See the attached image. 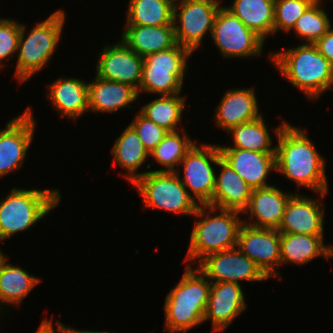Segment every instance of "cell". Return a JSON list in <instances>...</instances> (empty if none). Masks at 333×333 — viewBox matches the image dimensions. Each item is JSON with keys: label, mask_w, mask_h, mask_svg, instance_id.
I'll return each mask as SVG.
<instances>
[{"label": "cell", "mask_w": 333, "mask_h": 333, "mask_svg": "<svg viewBox=\"0 0 333 333\" xmlns=\"http://www.w3.org/2000/svg\"><path fill=\"white\" fill-rule=\"evenodd\" d=\"M274 131L278 139L275 146L276 171L296 182L299 189L300 186L309 188L323 198L329 189L325 158L301 128L282 121Z\"/></svg>", "instance_id": "6da1fadb"}, {"label": "cell", "mask_w": 333, "mask_h": 333, "mask_svg": "<svg viewBox=\"0 0 333 333\" xmlns=\"http://www.w3.org/2000/svg\"><path fill=\"white\" fill-rule=\"evenodd\" d=\"M270 59L282 77L312 101L333 86V68L314 44L271 52Z\"/></svg>", "instance_id": "7a4b0ae2"}, {"label": "cell", "mask_w": 333, "mask_h": 333, "mask_svg": "<svg viewBox=\"0 0 333 333\" xmlns=\"http://www.w3.org/2000/svg\"><path fill=\"white\" fill-rule=\"evenodd\" d=\"M187 264L186 271L165 299V329L186 333L204 322L211 282L198 269Z\"/></svg>", "instance_id": "3957f363"}, {"label": "cell", "mask_w": 333, "mask_h": 333, "mask_svg": "<svg viewBox=\"0 0 333 333\" xmlns=\"http://www.w3.org/2000/svg\"><path fill=\"white\" fill-rule=\"evenodd\" d=\"M208 212H206L207 210ZM215 211L220 213L217 215ZM214 213L213 216L210 213ZM241 212L220 209L210 205H199L193 216L198 217L190 236L187 260L199 263L206 256L237 247L238 235L243 221ZM204 219H201L203 218Z\"/></svg>", "instance_id": "277c9868"}, {"label": "cell", "mask_w": 333, "mask_h": 333, "mask_svg": "<svg viewBox=\"0 0 333 333\" xmlns=\"http://www.w3.org/2000/svg\"><path fill=\"white\" fill-rule=\"evenodd\" d=\"M8 194L0 200V242L34 226L61 200L57 189L13 187Z\"/></svg>", "instance_id": "5b68a950"}, {"label": "cell", "mask_w": 333, "mask_h": 333, "mask_svg": "<svg viewBox=\"0 0 333 333\" xmlns=\"http://www.w3.org/2000/svg\"><path fill=\"white\" fill-rule=\"evenodd\" d=\"M65 19V12L56 10L34 26L28 35L25 34L26 26L21 24L15 68V77L21 83L39 72L52 58L61 39Z\"/></svg>", "instance_id": "8992f818"}, {"label": "cell", "mask_w": 333, "mask_h": 333, "mask_svg": "<svg viewBox=\"0 0 333 333\" xmlns=\"http://www.w3.org/2000/svg\"><path fill=\"white\" fill-rule=\"evenodd\" d=\"M192 53L176 44L165 51L143 57L142 78L138 95L142 92L158 95H174L182 91L187 59Z\"/></svg>", "instance_id": "52a82bcc"}, {"label": "cell", "mask_w": 333, "mask_h": 333, "mask_svg": "<svg viewBox=\"0 0 333 333\" xmlns=\"http://www.w3.org/2000/svg\"><path fill=\"white\" fill-rule=\"evenodd\" d=\"M179 172V168L176 172L148 171L139 177L133 185L142 196L143 206L193 217L199 204L183 186Z\"/></svg>", "instance_id": "ba28073f"}, {"label": "cell", "mask_w": 333, "mask_h": 333, "mask_svg": "<svg viewBox=\"0 0 333 333\" xmlns=\"http://www.w3.org/2000/svg\"><path fill=\"white\" fill-rule=\"evenodd\" d=\"M220 7V0H175L173 25L177 43L193 54L206 33L212 35Z\"/></svg>", "instance_id": "9c48e42d"}, {"label": "cell", "mask_w": 333, "mask_h": 333, "mask_svg": "<svg viewBox=\"0 0 333 333\" xmlns=\"http://www.w3.org/2000/svg\"><path fill=\"white\" fill-rule=\"evenodd\" d=\"M220 159L219 145L202 144L198 147L194 144L180 162L184 168L180 180L199 205H207L212 200L216 177L212 164L218 165Z\"/></svg>", "instance_id": "30bf717a"}, {"label": "cell", "mask_w": 333, "mask_h": 333, "mask_svg": "<svg viewBox=\"0 0 333 333\" xmlns=\"http://www.w3.org/2000/svg\"><path fill=\"white\" fill-rule=\"evenodd\" d=\"M211 37L225 58L261 56L265 42L226 6L217 13Z\"/></svg>", "instance_id": "8fae6325"}, {"label": "cell", "mask_w": 333, "mask_h": 333, "mask_svg": "<svg viewBox=\"0 0 333 333\" xmlns=\"http://www.w3.org/2000/svg\"><path fill=\"white\" fill-rule=\"evenodd\" d=\"M237 248L255 262L268 278H282L278 268L281 265V254L280 232L277 229L253 227L243 223Z\"/></svg>", "instance_id": "7c38bea8"}, {"label": "cell", "mask_w": 333, "mask_h": 333, "mask_svg": "<svg viewBox=\"0 0 333 333\" xmlns=\"http://www.w3.org/2000/svg\"><path fill=\"white\" fill-rule=\"evenodd\" d=\"M197 268L211 283L239 281H263L268 277L237 247L210 254L203 258ZM215 280V282H214Z\"/></svg>", "instance_id": "4fadbf2b"}, {"label": "cell", "mask_w": 333, "mask_h": 333, "mask_svg": "<svg viewBox=\"0 0 333 333\" xmlns=\"http://www.w3.org/2000/svg\"><path fill=\"white\" fill-rule=\"evenodd\" d=\"M36 122L32 109L15 117L0 130V178L22 167L34 137Z\"/></svg>", "instance_id": "5bb4252c"}, {"label": "cell", "mask_w": 333, "mask_h": 333, "mask_svg": "<svg viewBox=\"0 0 333 333\" xmlns=\"http://www.w3.org/2000/svg\"><path fill=\"white\" fill-rule=\"evenodd\" d=\"M97 62L96 76L128 84L139 90L143 57L131 50L122 40L115 45L105 46Z\"/></svg>", "instance_id": "9a60e30c"}, {"label": "cell", "mask_w": 333, "mask_h": 333, "mask_svg": "<svg viewBox=\"0 0 333 333\" xmlns=\"http://www.w3.org/2000/svg\"><path fill=\"white\" fill-rule=\"evenodd\" d=\"M320 201L299 193L293 194L277 230L280 233L324 235L325 208Z\"/></svg>", "instance_id": "2e32d148"}, {"label": "cell", "mask_w": 333, "mask_h": 333, "mask_svg": "<svg viewBox=\"0 0 333 333\" xmlns=\"http://www.w3.org/2000/svg\"><path fill=\"white\" fill-rule=\"evenodd\" d=\"M242 285L234 282L211 283L204 322L211 319L212 331L225 330L247 304Z\"/></svg>", "instance_id": "e0dca14e"}, {"label": "cell", "mask_w": 333, "mask_h": 333, "mask_svg": "<svg viewBox=\"0 0 333 333\" xmlns=\"http://www.w3.org/2000/svg\"><path fill=\"white\" fill-rule=\"evenodd\" d=\"M221 158L252 188L269 187L270 171H276L275 153H260L241 148H220Z\"/></svg>", "instance_id": "ac0fdd59"}, {"label": "cell", "mask_w": 333, "mask_h": 333, "mask_svg": "<svg viewBox=\"0 0 333 333\" xmlns=\"http://www.w3.org/2000/svg\"><path fill=\"white\" fill-rule=\"evenodd\" d=\"M293 193H286L276 186L253 189L247 208L242 214H249L253 220L251 224L243 220V223L268 229H278L286 204ZM257 221V222H256Z\"/></svg>", "instance_id": "d6986e66"}, {"label": "cell", "mask_w": 333, "mask_h": 333, "mask_svg": "<svg viewBox=\"0 0 333 333\" xmlns=\"http://www.w3.org/2000/svg\"><path fill=\"white\" fill-rule=\"evenodd\" d=\"M256 97L253 87L228 90L216 107V125L228 132L232 127L258 119L262 114Z\"/></svg>", "instance_id": "ffe728a7"}, {"label": "cell", "mask_w": 333, "mask_h": 333, "mask_svg": "<svg viewBox=\"0 0 333 333\" xmlns=\"http://www.w3.org/2000/svg\"><path fill=\"white\" fill-rule=\"evenodd\" d=\"M217 166L221 171L215 177V190L207 205L243 213L253 189L222 158Z\"/></svg>", "instance_id": "44dd1931"}, {"label": "cell", "mask_w": 333, "mask_h": 333, "mask_svg": "<svg viewBox=\"0 0 333 333\" xmlns=\"http://www.w3.org/2000/svg\"><path fill=\"white\" fill-rule=\"evenodd\" d=\"M48 96L57 113L77 120L89 111L88 83L78 78H58L48 85Z\"/></svg>", "instance_id": "7402d4cb"}, {"label": "cell", "mask_w": 333, "mask_h": 333, "mask_svg": "<svg viewBox=\"0 0 333 333\" xmlns=\"http://www.w3.org/2000/svg\"><path fill=\"white\" fill-rule=\"evenodd\" d=\"M89 111L113 113L119 109L133 108L129 104L139 98L131 85L109 81L98 76L88 83Z\"/></svg>", "instance_id": "603a6c76"}, {"label": "cell", "mask_w": 333, "mask_h": 333, "mask_svg": "<svg viewBox=\"0 0 333 333\" xmlns=\"http://www.w3.org/2000/svg\"><path fill=\"white\" fill-rule=\"evenodd\" d=\"M121 40L141 57L165 51L177 44L174 25H124Z\"/></svg>", "instance_id": "cb8c5ba5"}, {"label": "cell", "mask_w": 333, "mask_h": 333, "mask_svg": "<svg viewBox=\"0 0 333 333\" xmlns=\"http://www.w3.org/2000/svg\"><path fill=\"white\" fill-rule=\"evenodd\" d=\"M324 235L280 233L281 264H308L319 256L333 257V247L324 244Z\"/></svg>", "instance_id": "d4e9b609"}, {"label": "cell", "mask_w": 333, "mask_h": 333, "mask_svg": "<svg viewBox=\"0 0 333 333\" xmlns=\"http://www.w3.org/2000/svg\"><path fill=\"white\" fill-rule=\"evenodd\" d=\"M226 8L264 41L274 34L275 0H234Z\"/></svg>", "instance_id": "484cf974"}, {"label": "cell", "mask_w": 333, "mask_h": 333, "mask_svg": "<svg viewBox=\"0 0 333 333\" xmlns=\"http://www.w3.org/2000/svg\"><path fill=\"white\" fill-rule=\"evenodd\" d=\"M111 153L117 164L128 171V173L124 174V177L128 178L132 184L147 173V171L137 173L150 154L130 125L116 139Z\"/></svg>", "instance_id": "4316f807"}, {"label": "cell", "mask_w": 333, "mask_h": 333, "mask_svg": "<svg viewBox=\"0 0 333 333\" xmlns=\"http://www.w3.org/2000/svg\"><path fill=\"white\" fill-rule=\"evenodd\" d=\"M8 258L0 267V304L20 305L41 279L31 276L23 268L7 263Z\"/></svg>", "instance_id": "83f0119b"}, {"label": "cell", "mask_w": 333, "mask_h": 333, "mask_svg": "<svg viewBox=\"0 0 333 333\" xmlns=\"http://www.w3.org/2000/svg\"><path fill=\"white\" fill-rule=\"evenodd\" d=\"M175 0H130L126 25H173Z\"/></svg>", "instance_id": "f1b7e54d"}, {"label": "cell", "mask_w": 333, "mask_h": 333, "mask_svg": "<svg viewBox=\"0 0 333 333\" xmlns=\"http://www.w3.org/2000/svg\"><path fill=\"white\" fill-rule=\"evenodd\" d=\"M263 118L260 116L254 121L232 127L227 133L233 135V147L219 145V148H241L260 153H275L276 147L271 146V135Z\"/></svg>", "instance_id": "f546056e"}, {"label": "cell", "mask_w": 333, "mask_h": 333, "mask_svg": "<svg viewBox=\"0 0 333 333\" xmlns=\"http://www.w3.org/2000/svg\"><path fill=\"white\" fill-rule=\"evenodd\" d=\"M185 100V97L180 96V93L161 95L160 98L144 105L139 112L168 132L177 131L179 128H176L182 120Z\"/></svg>", "instance_id": "4dcf8cb0"}, {"label": "cell", "mask_w": 333, "mask_h": 333, "mask_svg": "<svg viewBox=\"0 0 333 333\" xmlns=\"http://www.w3.org/2000/svg\"><path fill=\"white\" fill-rule=\"evenodd\" d=\"M179 130L168 132L164 139L150 153L154 159L166 167L165 169L152 170L155 172H176V167L195 144L183 129L180 136ZM177 165V166H176Z\"/></svg>", "instance_id": "1f68e13d"}, {"label": "cell", "mask_w": 333, "mask_h": 333, "mask_svg": "<svg viewBox=\"0 0 333 333\" xmlns=\"http://www.w3.org/2000/svg\"><path fill=\"white\" fill-rule=\"evenodd\" d=\"M323 0H315L299 17L292 30L305 44H315L332 27L328 14L321 8Z\"/></svg>", "instance_id": "d6a6232c"}, {"label": "cell", "mask_w": 333, "mask_h": 333, "mask_svg": "<svg viewBox=\"0 0 333 333\" xmlns=\"http://www.w3.org/2000/svg\"><path fill=\"white\" fill-rule=\"evenodd\" d=\"M315 0H275L274 33L292 31L296 21Z\"/></svg>", "instance_id": "836d02e7"}, {"label": "cell", "mask_w": 333, "mask_h": 333, "mask_svg": "<svg viewBox=\"0 0 333 333\" xmlns=\"http://www.w3.org/2000/svg\"><path fill=\"white\" fill-rule=\"evenodd\" d=\"M136 115V118L129 125L135 130L142 144L150 154L164 139L168 131L147 119L140 112Z\"/></svg>", "instance_id": "e575fe53"}, {"label": "cell", "mask_w": 333, "mask_h": 333, "mask_svg": "<svg viewBox=\"0 0 333 333\" xmlns=\"http://www.w3.org/2000/svg\"><path fill=\"white\" fill-rule=\"evenodd\" d=\"M21 24L10 18H0V70L4 59L17 54Z\"/></svg>", "instance_id": "d590c367"}, {"label": "cell", "mask_w": 333, "mask_h": 333, "mask_svg": "<svg viewBox=\"0 0 333 333\" xmlns=\"http://www.w3.org/2000/svg\"><path fill=\"white\" fill-rule=\"evenodd\" d=\"M318 51L326 57L333 68V27L323 35L315 44Z\"/></svg>", "instance_id": "8d00e7d4"}, {"label": "cell", "mask_w": 333, "mask_h": 333, "mask_svg": "<svg viewBox=\"0 0 333 333\" xmlns=\"http://www.w3.org/2000/svg\"><path fill=\"white\" fill-rule=\"evenodd\" d=\"M35 333H53V322L45 318Z\"/></svg>", "instance_id": "74e56055"}, {"label": "cell", "mask_w": 333, "mask_h": 333, "mask_svg": "<svg viewBox=\"0 0 333 333\" xmlns=\"http://www.w3.org/2000/svg\"><path fill=\"white\" fill-rule=\"evenodd\" d=\"M56 329H54V326H53V333H75L71 327L69 328L68 326H66L65 324H63L62 322H60V320H58L56 322ZM55 330V331H54ZM57 331V332H56Z\"/></svg>", "instance_id": "f35d334b"}, {"label": "cell", "mask_w": 333, "mask_h": 333, "mask_svg": "<svg viewBox=\"0 0 333 333\" xmlns=\"http://www.w3.org/2000/svg\"><path fill=\"white\" fill-rule=\"evenodd\" d=\"M75 333H111L108 331H90V330H76L75 328H71ZM113 333V332H112Z\"/></svg>", "instance_id": "ab89813d"}, {"label": "cell", "mask_w": 333, "mask_h": 333, "mask_svg": "<svg viewBox=\"0 0 333 333\" xmlns=\"http://www.w3.org/2000/svg\"><path fill=\"white\" fill-rule=\"evenodd\" d=\"M3 251L0 249V267L2 266V264L6 261V259L8 258V257H6V255H4L3 253H2Z\"/></svg>", "instance_id": "60d3db41"}]
</instances>
